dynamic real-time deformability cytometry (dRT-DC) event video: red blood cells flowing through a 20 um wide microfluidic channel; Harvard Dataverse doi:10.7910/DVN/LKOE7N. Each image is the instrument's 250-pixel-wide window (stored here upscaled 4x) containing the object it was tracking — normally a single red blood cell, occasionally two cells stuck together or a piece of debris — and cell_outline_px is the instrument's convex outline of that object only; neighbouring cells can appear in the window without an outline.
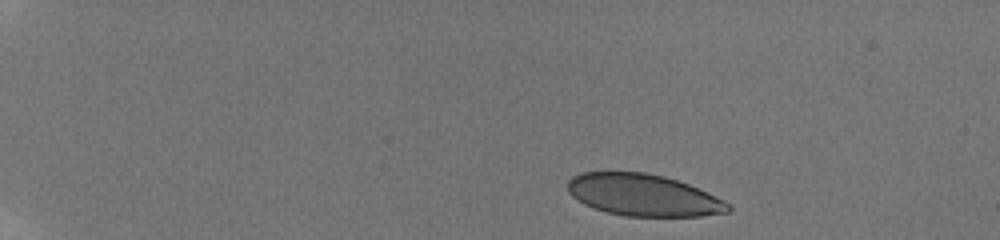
{"species": "human", "species_latin": "Homo sapiens", "temperature_condition": "room temperature", "stored_images_in_passage": 11, "camera_frame_rate_fps": 3000, "um_per_image_px": 0.085, "donor": {"sex": "male"}, "frame": {"image": 1, "passage_image": 1, "time_ms": 0.0, "image_size_px": [1000, 240], "cell_outline_px": [[732, 208], [728, 212], [700, 216], [624, 216], [592, 208], [584, 204], [572, 196], [568, 192], [568, 180], [572, 176], [580, 172], [644, 172], [664, 176], [688, 184], [724, 200], [732, 204]], "centroid_in_image_um": [54.67, 16.58], "position_along_channel_um": 30.3, "area_um2": 39.13}}
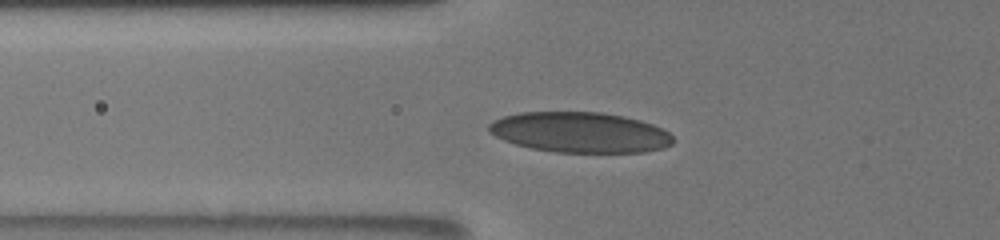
{"frame": {"image": 2, "passage_image": 10, "time_ms": 4.333, "image_size_px": [1000, 240], "cell_outline_px": [[676, 140], [672, 144], [664, 148], [644, 152], [556, 152], [532, 148], [516, 144], [504, 140], [488, 132], [488, 124], [492, 120], [504, 116], [520, 112], [600, 112], [624, 116], [640, 120], [652, 124], [668, 132]], "centroid_in_image_um": [49.3, 11.25], "position_along_channel_um": 76.5, "area_um2": 43.47}}